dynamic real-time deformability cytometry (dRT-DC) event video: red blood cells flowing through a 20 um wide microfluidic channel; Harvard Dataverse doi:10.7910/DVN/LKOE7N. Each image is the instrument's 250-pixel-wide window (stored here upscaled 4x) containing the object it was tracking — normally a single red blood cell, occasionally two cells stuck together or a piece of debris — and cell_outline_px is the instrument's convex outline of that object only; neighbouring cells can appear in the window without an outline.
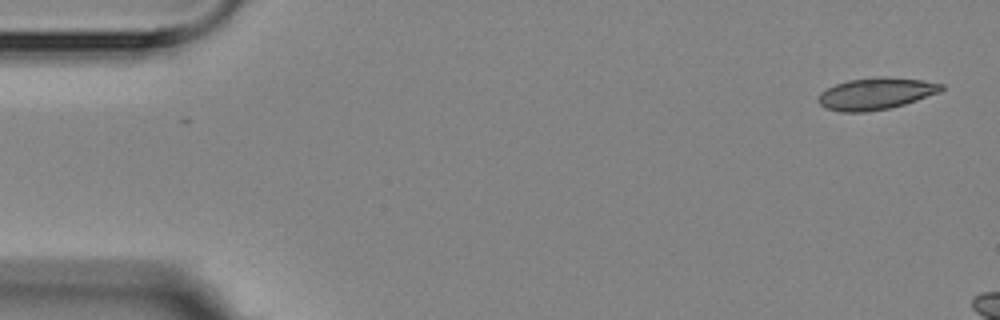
{"species": "Egyptian fruit bat (a non-hibernating species)", "species_latin": "Rousettus aegyptiacus", "temperature_condition": "room temperature", "stored_images_in_passage": 3, "camera_frame_rate_fps": 3000, "um_per_image_px": 0.085, "animal": {"sex": "female"}, "frame": {"image": 1, "passage_image": 1, "time_ms": 0.0, "image_size_px": [1000, 320], "cell_outline_px": [[944, 88], [940, 92], [904, 104], [888, 108], [864, 112], [840, 112], [828, 108], [820, 104], [816, 100], [820, 92], [836, 84], [848, 80], [884, 76], [920, 80], [944, 84]], "centroid_in_image_um": [74.43, 7.95], "position_along_channel_um": 10.6, "area_um2": 22.6}}